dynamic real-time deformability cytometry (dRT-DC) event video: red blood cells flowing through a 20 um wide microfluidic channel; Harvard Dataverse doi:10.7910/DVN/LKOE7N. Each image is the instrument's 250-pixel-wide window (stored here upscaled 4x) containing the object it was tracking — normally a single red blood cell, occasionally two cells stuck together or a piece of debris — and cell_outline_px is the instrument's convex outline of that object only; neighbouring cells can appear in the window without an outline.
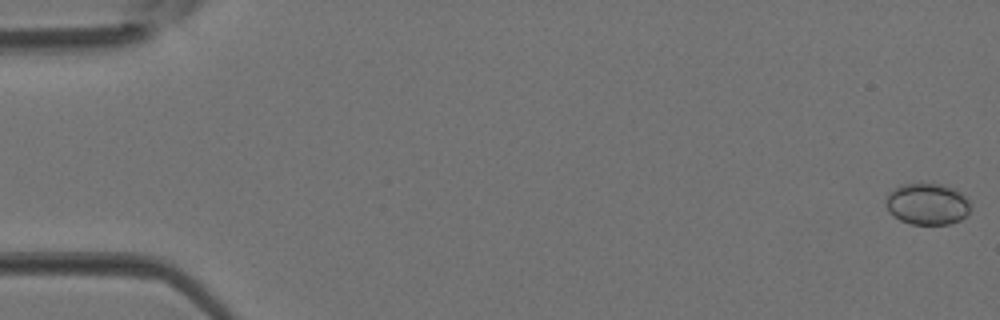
{"species": "Egyptian fruit bat (a non-hibernating species)", "species_latin": "Rousettus aegyptiacus", "temperature_condition": "room temperature", "stored_images_in_passage": 5, "camera_frame_rate_fps": 3000, "um_per_image_px": 0.085, "animal": {"sex": "female"}, "frame": {"image": 1, "passage_image": 1, "time_ms": 0.0, "image_size_px": [1000, 320], "cell_outline_px": [[968, 212], [960, 220], [948, 224], [912, 224], [900, 220], [888, 212], [884, 204], [884, 200], [888, 192], [900, 184], [940, 184], [956, 188], [968, 200]], "centroid_in_image_um": [78.75, 17.33], "position_along_channel_um": 6.2, "area_um2": 20.52}}
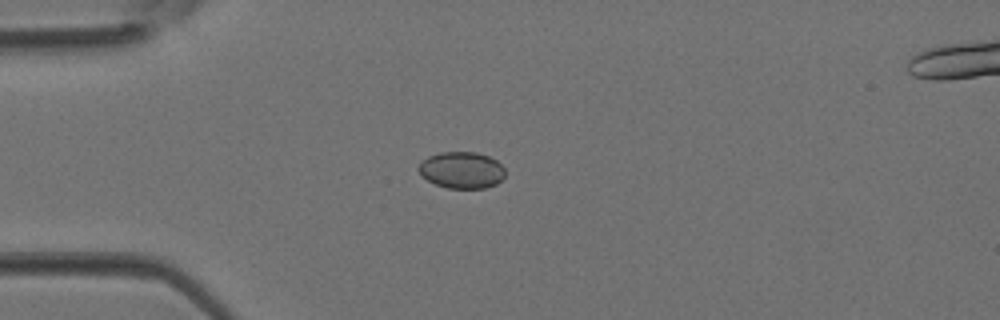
{"frame": {"image": 2, "passage_image": 4, "time_ms": 1.0, "image_size_px": [1000, 320], "cell_outline_px": [[504, 176], [496, 184], [484, 188], [448, 188], [436, 184], [420, 176], [416, 168], [428, 156], [440, 152], [476, 152], [488, 156], [496, 160], [504, 168]], "centroid_in_image_um": [39.21, 14.45], "position_along_channel_um": 45.8, "area_um2": 18.44}}